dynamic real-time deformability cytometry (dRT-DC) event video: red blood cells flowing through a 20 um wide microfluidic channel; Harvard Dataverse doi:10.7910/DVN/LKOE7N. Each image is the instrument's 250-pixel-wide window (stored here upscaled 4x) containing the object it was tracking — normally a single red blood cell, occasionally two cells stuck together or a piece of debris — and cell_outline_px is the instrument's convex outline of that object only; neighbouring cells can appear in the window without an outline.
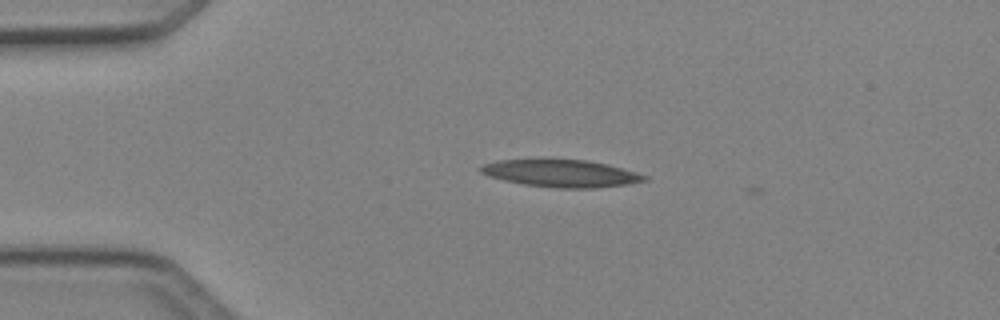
{"species": "Egyptian fruit bat (a non-hibernating species)", "species_latin": "Rousettus aegyptiacus", "temperature_condition": "cold", "stored_images_in_passage": 2, "camera_frame_rate_fps": 3000, "um_per_image_px": 0.085, "animal": {"sex": "female"}, "frame": {"image": 1, "passage_image": 1, "time_ms": 0.0, "image_size_px": [1000, 320], "cell_outline_px": [[648, 180], [628, 184], [592, 188], [556, 188], [524, 184], [504, 180], [488, 176], [480, 172], [480, 168], [484, 164], [500, 160], [588, 160], [608, 164], [636, 172], [648, 176]], "centroid_in_image_um": [47.74, 14.74], "position_along_channel_um": 37.3, "area_um2": 25.78}}